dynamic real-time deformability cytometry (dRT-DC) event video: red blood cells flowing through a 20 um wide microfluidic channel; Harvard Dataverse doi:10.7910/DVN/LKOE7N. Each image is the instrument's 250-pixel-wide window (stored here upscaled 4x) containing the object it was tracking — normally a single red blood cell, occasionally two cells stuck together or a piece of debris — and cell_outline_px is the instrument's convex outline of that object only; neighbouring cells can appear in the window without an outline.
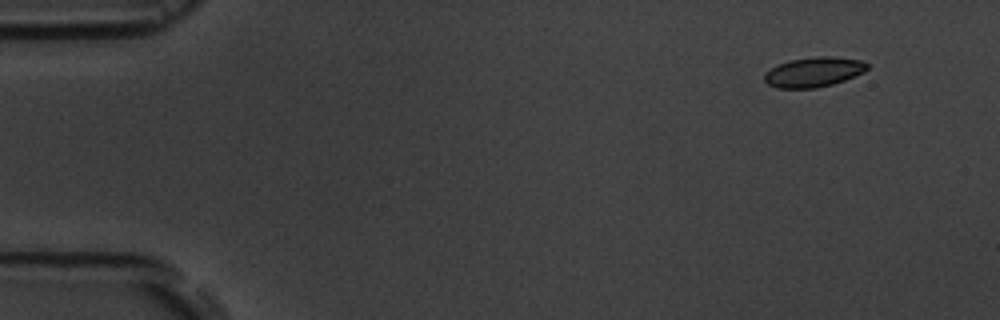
{"species": "common noctule bat (a hibernating species)", "species_latin": "Nyctalus noctula", "temperature_condition": "room temperature", "stored_images_in_passage": 4, "camera_frame_rate_fps": 3000, "um_per_image_px": 0.085, "animal": {"sex": "male", "body_mass_g": 19.5, "forearm_length_mm": 54.6}, "frame": {"image": 1, "passage_image": 1, "time_ms": 0.0, "image_size_px": [1000, 320], "cell_outline_px": [[868, 68], [864, 72], [844, 80], [832, 84], [816, 88], [776, 88], [768, 84], [764, 80], [764, 72], [776, 64], [788, 60], [820, 56], [832, 56], [864, 60], [868, 64]], "centroid_in_image_um": [69.15, 6.11], "position_along_channel_um": 15.9, "area_um2": 18.09}}